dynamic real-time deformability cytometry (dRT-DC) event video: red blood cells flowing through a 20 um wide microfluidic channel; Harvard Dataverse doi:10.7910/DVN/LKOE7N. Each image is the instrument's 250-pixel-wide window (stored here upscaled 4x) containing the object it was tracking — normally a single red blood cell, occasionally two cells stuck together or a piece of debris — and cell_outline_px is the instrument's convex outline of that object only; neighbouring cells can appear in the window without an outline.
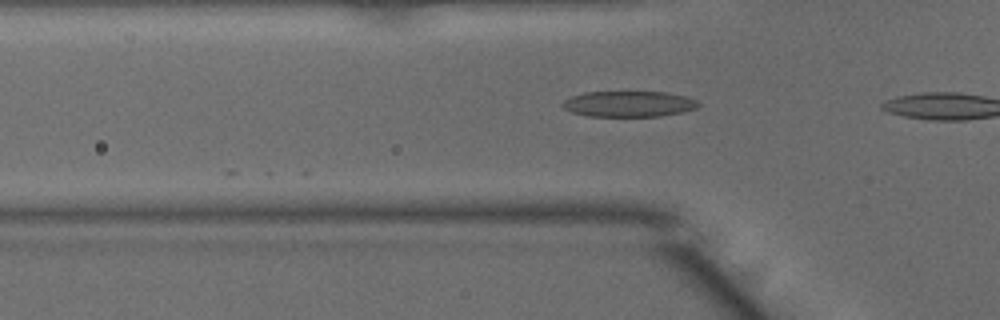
{"species": "common noctule bat (a hibernating species)", "species_latin": "Nyctalus noctula", "temperature_condition": "warm", "stored_images_in_passage": 5, "camera_frame_rate_fps": 3000, "um_per_image_px": 0.085, "animal": {"sex": "male", "body_mass_g": 15.6}, "frame": {"image": 1, "passage_image": 3, "time_ms": 0.667, "image_size_px": [1000, 320], "cell_outline_px": [[700, 104], [696, 108], [684, 112], [660, 116], [588, 116], [572, 112], [564, 108], [560, 104], [564, 100], [572, 96], [584, 92], [668, 92], [684, 96], [696, 100]], "centroid_in_image_um": [53.44, 8.83], "position_along_channel_um": 72.4, "area_um2": 20.4}}